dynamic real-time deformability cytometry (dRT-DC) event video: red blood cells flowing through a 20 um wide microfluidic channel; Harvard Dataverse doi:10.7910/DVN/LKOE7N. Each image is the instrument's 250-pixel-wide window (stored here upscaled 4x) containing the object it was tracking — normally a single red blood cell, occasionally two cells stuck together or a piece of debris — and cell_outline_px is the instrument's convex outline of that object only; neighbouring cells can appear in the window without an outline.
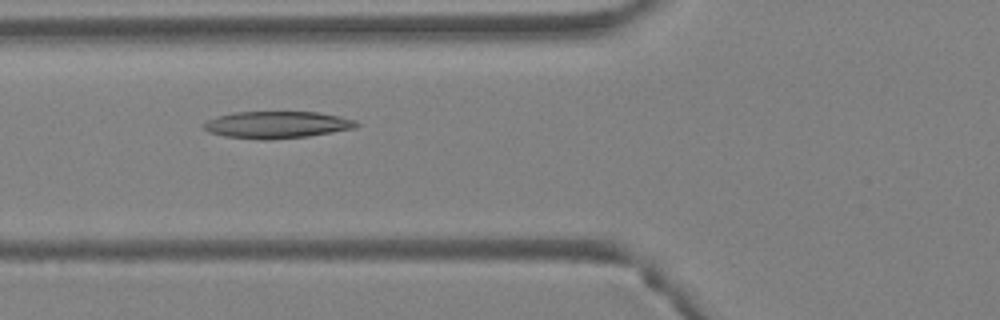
{"species": "Egyptian fruit bat (a non-hibernating species)", "species_latin": "Rousettus aegyptiacus", "temperature_condition": "warm", "stored_images_in_passage": 2, "camera_frame_rate_fps": 3000, "um_per_image_px": 0.085, "animal": {"sex": "female"}, "frame": {"image": 1, "passage_image": 2, "time_ms": 0.333, "image_size_px": [1000, 320], "cell_outline_px": [[360, 124], [356, 128], [308, 136], [272, 140], [260, 140], [224, 136], [208, 132], [204, 128], [204, 124], [208, 120], [216, 116], [236, 112], [316, 112], [340, 116], [356, 120]], "centroid_in_image_um": [23.55, 10.61], "position_along_channel_um": 102.2, "area_um2": 24.1}}